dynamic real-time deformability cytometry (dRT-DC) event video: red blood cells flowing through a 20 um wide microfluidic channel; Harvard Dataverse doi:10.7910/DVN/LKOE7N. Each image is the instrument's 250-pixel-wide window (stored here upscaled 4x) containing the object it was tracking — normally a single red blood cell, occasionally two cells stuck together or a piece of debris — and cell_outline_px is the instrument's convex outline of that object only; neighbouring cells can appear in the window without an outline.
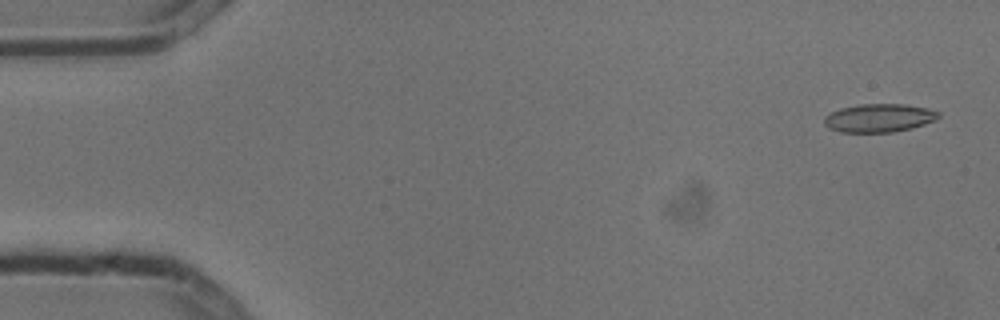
{"species": "common noctule bat (a hibernating species)", "species_latin": "Nyctalus noctula", "temperature_condition": "cold", "stored_images_in_passage": 5, "camera_frame_rate_fps": 3000, "um_per_image_px": 0.085, "animal": {"sex": "male", "body_mass_g": 13.3}, "frame": {"image": 1, "passage_image": 1, "time_ms": 0.0, "image_size_px": [1000, 320], "cell_outline_px": [[940, 116], [936, 120], [912, 128], [892, 132], [840, 132], [828, 128], [824, 124], [824, 116], [840, 108], [860, 104], [904, 104], [928, 108], [940, 112]], "centroid_in_image_um": [74.72, 10.02], "position_along_channel_um": 10.3, "area_um2": 18.96}}
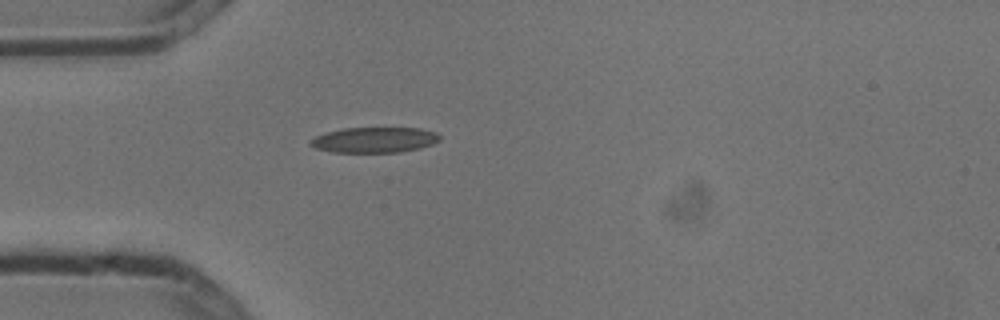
{"frame": {"image": 2, "passage_image": 5, "time_ms": 1.333, "image_size_px": [1000, 320], "cell_outline_px": [[440, 140], [432, 144], [420, 148], [400, 152], [332, 152], [316, 148], [308, 144], [308, 140], [316, 136], [328, 132], [344, 128], [420, 128], [436, 132], [440, 136]], "centroid_in_image_um": [31.82, 11.89], "position_along_channel_um": 53.2, "area_um2": 19.19}}